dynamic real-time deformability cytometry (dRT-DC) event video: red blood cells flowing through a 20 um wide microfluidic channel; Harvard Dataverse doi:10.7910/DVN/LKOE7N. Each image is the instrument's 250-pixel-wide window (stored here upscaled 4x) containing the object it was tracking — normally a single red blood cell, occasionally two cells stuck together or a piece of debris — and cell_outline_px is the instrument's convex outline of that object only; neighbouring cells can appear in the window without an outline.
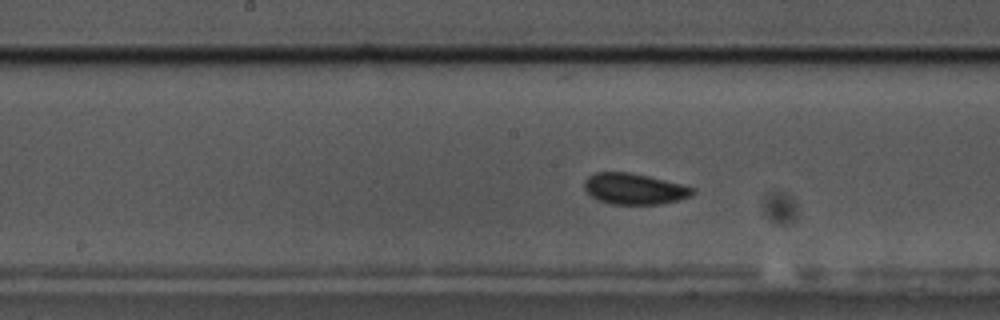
{"species": "common noctule bat (a hibernating species)", "species_latin": "Nyctalus noctula", "temperature_condition": "cold", "stored_images_in_passage": 52, "camera_frame_rate_fps": 3000, "um_per_image_px": 0.085, "animal": {"sex": "male", "body_mass_g": 17.5, "forearm_length_mm": 52.3}, "frame": {"image": 1, "passage_image": 23, "time_ms": 7.333, "image_size_px": [1000, 320], "cell_outline_px": [[696, 192], [692, 196], [680, 200], [660, 204], [608, 204], [596, 200], [584, 188], [584, 180], [588, 176], [596, 172], [628, 172], [648, 176], [696, 188]], "centroid_in_image_um": [53.92, 16.06], "position_along_channel_um": 194.3, "area_um2": 19.71}}
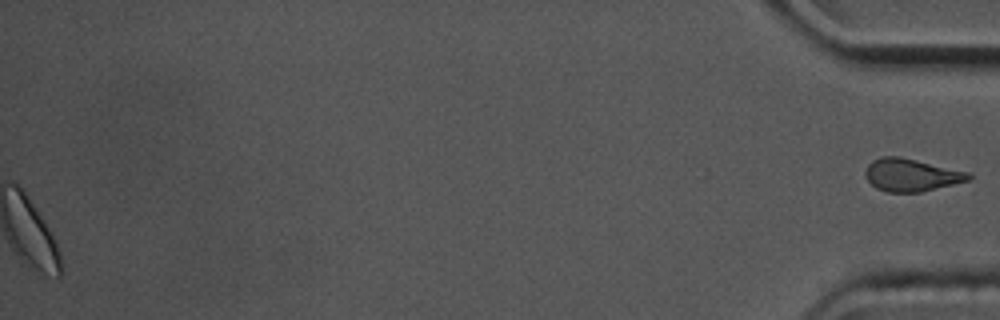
{"frame": {"image": 2, "passage_image": 52, "time_ms": 17.0, "image_size_px": [1000, 320], "cell_outline_px": [[972, 180], [920, 192], [888, 192], [876, 188], [868, 180], [864, 172], [868, 164], [872, 160], [880, 156], [900, 156], [972, 172]], "centroid_in_image_um": [77.5, 14.86], "position_along_channel_um": 357.7, "area_um2": 19.94}}